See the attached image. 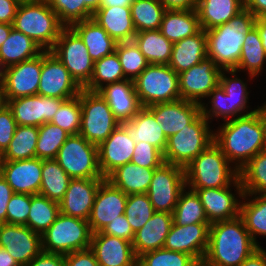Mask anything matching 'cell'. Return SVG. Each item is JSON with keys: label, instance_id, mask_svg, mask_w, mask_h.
I'll list each match as a JSON object with an SVG mask.
<instances>
[{"label": "cell", "instance_id": "cell-35", "mask_svg": "<svg viewBox=\"0 0 266 266\" xmlns=\"http://www.w3.org/2000/svg\"><path fill=\"white\" fill-rule=\"evenodd\" d=\"M43 51L33 39L13 28L0 47V64L6 68L32 59Z\"/></svg>", "mask_w": 266, "mask_h": 266}, {"label": "cell", "instance_id": "cell-22", "mask_svg": "<svg viewBox=\"0 0 266 266\" xmlns=\"http://www.w3.org/2000/svg\"><path fill=\"white\" fill-rule=\"evenodd\" d=\"M42 159L37 157L24 160H3L1 175L14 193L39 194L42 177Z\"/></svg>", "mask_w": 266, "mask_h": 266}, {"label": "cell", "instance_id": "cell-64", "mask_svg": "<svg viewBox=\"0 0 266 266\" xmlns=\"http://www.w3.org/2000/svg\"><path fill=\"white\" fill-rule=\"evenodd\" d=\"M244 8L256 18L266 16V0H244Z\"/></svg>", "mask_w": 266, "mask_h": 266}, {"label": "cell", "instance_id": "cell-62", "mask_svg": "<svg viewBox=\"0 0 266 266\" xmlns=\"http://www.w3.org/2000/svg\"><path fill=\"white\" fill-rule=\"evenodd\" d=\"M166 10L196 9L197 0H159Z\"/></svg>", "mask_w": 266, "mask_h": 266}, {"label": "cell", "instance_id": "cell-43", "mask_svg": "<svg viewBox=\"0 0 266 266\" xmlns=\"http://www.w3.org/2000/svg\"><path fill=\"white\" fill-rule=\"evenodd\" d=\"M181 192L173 212V222L176 225L185 226L192 224H210L204 207L195 191Z\"/></svg>", "mask_w": 266, "mask_h": 266}, {"label": "cell", "instance_id": "cell-51", "mask_svg": "<svg viewBox=\"0 0 266 266\" xmlns=\"http://www.w3.org/2000/svg\"><path fill=\"white\" fill-rule=\"evenodd\" d=\"M198 262L189 254L160 248L138 257L137 266H195Z\"/></svg>", "mask_w": 266, "mask_h": 266}, {"label": "cell", "instance_id": "cell-18", "mask_svg": "<svg viewBox=\"0 0 266 266\" xmlns=\"http://www.w3.org/2000/svg\"><path fill=\"white\" fill-rule=\"evenodd\" d=\"M127 196L107 179L100 184L87 220L92 233L102 231L109 223L124 214Z\"/></svg>", "mask_w": 266, "mask_h": 266}, {"label": "cell", "instance_id": "cell-5", "mask_svg": "<svg viewBox=\"0 0 266 266\" xmlns=\"http://www.w3.org/2000/svg\"><path fill=\"white\" fill-rule=\"evenodd\" d=\"M13 28L33 39L43 50H51L65 27L47 1H21Z\"/></svg>", "mask_w": 266, "mask_h": 266}, {"label": "cell", "instance_id": "cell-58", "mask_svg": "<svg viewBox=\"0 0 266 266\" xmlns=\"http://www.w3.org/2000/svg\"><path fill=\"white\" fill-rule=\"evenodd\" d=\"M64 266H100L94 252L88 248L64 255Z\"/></svg>", "mask_w": 266, "mask_h": 266}, {"label": "cell", "instance_id": "cell-20", "mask_svg": "<svg viewBox=\"0 0 266 266\" xmlns=\"http://www.w3.org/2000/svg\"><path fill=\"white\" fill-rule=\"evenodd\" d=\"M210 225L192 224L180 226L173 222L163 248L187 253L198 263H201L204 260L209 245Z\"/></svg>", "mask_w": 266, "mask_h": 266}, {"label": "cell", "instance_id": "cell-14", "mask_svg": "<svg viewBox=\"0 0 266 266\" xmlns=\"http://www.w3.org/2000/svg\"><path fill=\"white\" fill-rule=\"evenodd\" d=\"M221 69L206 57L199 64L179 73L181 99L202 104V99L219 84Z\"/></svg>", "mask_w": 266, "mask_h": 266}, {"label": "cell", "instance_id": "cell-72", "mask_svg": "<svg viewBox=\"0 0 266 266\" xmlns=\"http://www.w3.org/2000/svg\"><path fill=\"white\" fill-rule=\"evenodd\" d=\"M3 72H4V68L0 64V83H2L3 81Z\"/></svg>", "mask_w": 266, "mask_h": 266}, {"label": "cell", "instance_id": "cell-26", "mask_svg": "<svg viewBox=\"0 0 266 266\" xmlns=\"http://www.w3.org/2000/svg\"><path fill=\"white\" fill-rule=\"evenodd\" d=\"M98 92L109 104L115 118L122 124L130 121L141 108L131 80L108 84Z\"/></svg>", "mask_w": 266, "mask_h": 266}, {"label": "cell", "instance_id": "cell-53", "mask_svg": "<svg viewBox=\"0 0 266 266\" xmlns=\"http://www.w3.org/2000/svg\"><path fill=\"white\" fill-rule=\"evenodd\" d=\"M30 209L31 195L13 193L7 205L6 223L27 226Z\"/></svg>", "mask_w": 266, "mask_h": 266}, {"label": "cell", "instance_id": "cell-40", "mask_svg": "<svg viewBox=\"0 0 266 266\" xmlns=\"http://www.w3.org/2000/svg\"><path fill=\"white\" fill-rule=\"evenodd\" d=\"M243 187L242 199L254 194L266 196V150L259 152L239 171Z\"/></svg>", "mask_w": 266, "mask_h": 266}, {"label": "cell", "instance_id": "cell-66", "mask_svg": "<svg viewBox=\"0 0 266 266\" xmlns=\"http://www.w3.org/2000/svg\"><path fill=\"white\" fill-rule=\"evenodd\" d=\"M0 266H20L17 261L4 249L0 247Z\"/></svg>", "mask_w": 266, "mask_h": 266}, {"label": "cell", "instance_id": "cell-49", "mask_svg": "<svg viewBox=\"0 0 266 266\" xmlns=\"http://www.w3.org/2000/svg\"><path fill=\"white\" fill-rule=\"evenodd\" d=\"M82 108L81 91L74 98L65 100L58 108L50 121L61 127L70 135L79 134L81 128Z\"/></svg>", "mask_w": 266, "mask_h": 266}, {"label": "cell", "instance_id": "cell-54", "mask_svg": "<svg viewBox=\"0 0 266 266\" xmlns=\"http://www.w3.org/2000/svg\"><path fill=\"white\" fill-rule=\"evenodd\" d=\"M132 163L145 168H158L164 161L163 153L148 142L135 144Z\"/></svg>", "mask_w": 266, "mask_h": 266}, {"label": "cell", "instance_id": "cell-61", "mask_svg": "<svg viewBox=\"0 0 266 266\" xmlns=\"http://www.w3.org/2000/svg\"><path fill=\"white\" fill-rule=\"evenodd\" d=\"M20 0H0V23L13 24Z\"/></svg>", "mask_w": 266, "mask_h": 266}, {"label": "cell", "instance_id": "cell-57", "mask_svg": "<svg viewBox=\"0 0 266 266\" xmlns=\"http://www.w3.org/2000/svg\"><path fill=\"white\" fill-rule=\"evenodd\" d=\"M101 232L103 234L112 235L130 242H133L135 237V233L133 232L124 214L120 215L117 217V219L109 223Z\"/></svg>", "mask_w": 266, "mask_h": 266}, {"label": "cell", "instance_id": "cell-45", "mask_svg": "<svg viewBox=\"0 0 266 266\" xmlns=\"http://www.w3.org/2000/svg\"><path fill=\"white\" fill-rule=\"evenodd\" d=\"M130 9L136 32L160 29L166 9L159 0H134Z\"/></svg>", "mask_w": 266, "mask_h": 266}, {"label": "cell", "instance_id": "cell-15", "mask_svg": "<svg viewBox=\"0 0 266 266\" xmlns=\"http://www.w3.org/2000/svg\"><path fill=\"white\" fill-rule=\"evenodd\" d=\"M41 70L42 53L4 68L2 84L6 100L37 95Z\"/></svg>", "mask_w": 266, "mask_h": 266}, {"label": "cell", "instance_id": "cell-6", "mask_svg": "<svg viewBox=\"0 0 266 266\" xmlns=\"http://www.w3.org/2000/svg\"><path fill=\"white\" fill-rule=\"evenodd\" d=\"M133 84L141 107L181 99L179 75L169 65L149 64Z\"/></svg>", "mask_w": 266, "mask_h": 266}, {"label": "cell", "instance_id": "cell-56", "mask_svg": "<svg viewBox=\"0 0 266 266\" xmlns=\"http://www.w3.org/2000/svg\"><path fill=\"white\" fill-rule=\"evenodd\" d=\"M17 127L12 111L5 105L0 109V151L3 153L9 146Z\"/></svg>", "mask_w": 266, "mask_h": 266}, {"label": "cell", "instance_id": "cell-42", "mask_svg": "<svg viewBox=\"0 0 266 266\" xmlns=\"http://www.w3.org/2000/svg\"><path fill=\"white\" fill-rule=\"evenodd\" d=\"M60 213L59 203L41 194L31 195V209L27 226L41 236L55 222Z\"/></svg>", "mask_w": 266, "mask_h": 266}, {"label": "cell", "instance_id": "cell-44", "mask_svg": "<svg viewBox=\"0 0 266 266\" xmlns=\"http://www.w3.org/2000/svg\"><path fill=\"white\" fill-rule=\"evenodd\" d=\"M126 80L123 68L116 51L94 62L93 75L84 87L89 91L98 92L108 84ZM105 84V85H104Z\"/></svg>", "mask_w": 266, "mask_h": 266}, {"label": "cell", "instance_id": "cell-11", "mask_svg": "<svg viewBox=\"0 0 266 266\" xmlns=\"http://www.w3.org/2000/svg\"><path fill=\"white\" fill-rule=\"evenodd\" d=\"M50 51L58 57L81 88L90 82L94 61L82 39L71 27H64L61 30L59 38Z\"/></svg>", "mask_w": 266, "mask_h": 266}, {"label": "cell", "instance_id": "cell-10", "mask_svg": "<svg viewBox=\"0 0 266 266\" xmlns=\"http://www.w3.org/2000/svg\"><path fill=\"white\" fill-rule=\"evenodd\" d=\"M55 160L72 179L104 178L98 164V146L80 134L66 139Z\"/></svg>", "mask_w": 266, "mask_h": 266}, {"label": "cell", "instance_id": "cell-2", "mask_svg": "<svg viewBox=\"0 0 266 266\" xmlns=\"http://www.w3.org/2000/svg\"><path fill=\"white\" fill-rule=\"evenodd\" d=\"M258 248L239 215L210 225L203 263L206 266H240Z\"/></svg>", "mask_w": 266, "mask_h": 266}, {"label": "cell", "instance_id": "cell-4", "mask_svg": "<svg viewBox=\"0 0 266 266\" xmlns=\"http://www.w3.org/2000/svg\"><path fill=\"white\" fill-rule=\"evenodd\" d=\"M256 17L247 9L216 28L206 30L207 57L221 70L237 68L246 33L255 27Z\"/></svg>", "mask_w": 266, "mask_h": 266}, {"label": "cell", "instance_id": "cell-68", "mask_svg": "<svg viewBox=\"0 0 266 266\" xmlns=\"http://www.w3.org/2000/svg\"><path fill=\"white\" fill-rule=\"evenodd\" d=\"M13 29L12 24L0 23V47Z\"/></svg>", "mask_w": 266, "mask_h": 266}, {"label": "cell", "instance_id": "cell-39", "mask_svg": "<svg viewBox=\"0 0 266 266\" xmlns=\"http://www.w3.org/2000/svg\"><path fill=\"white\" fill-rule=\"evenodd\" d=\"M265 62L266 51L263 48L258 29L253 27L245 35L240 60L235 70L237 72L243 69L247 70L249 77L254 78L259 75Z\"/></svg>", "mask_w": 266, "mask_h": 266}, {"label": "cell", "instance_id": "cell-12", "mask_svg": "<svg viewBox=\"0 0 266 266\" xmlns=\"http://www.w3.org/2000/svg\"><path fill=\"white\" fill-rule=\"evenodd\" d=\"M186 187L184 168L164 162L154 170L147 191L154 211L173 214L179 196Z\"/></svg>", "mask_w": 266, "mask_h": 266}, {"label": "cell", "instance_id": "cell-33", "mask_svg": "<svg viewBox=\"0 0 266 266\" xmlns=\"http://www.w3.org/2000/svg\"><path fill=\"white\" fill-rule=\"evenodd\" d=\"M155 169L128 162L114 170L106 179L127 195L147 193Z\"/></svg>", "mask_w": 266, "mask_h": 266}, {"label": "cell", "instance_id": "cell-47", "mask_svg": "<svg viewBox=\"0 0 266 266\" xmlns=\"http://www.w3.org/2000/svg\"><path fill=\"white\" fill-rule=\"evenodd\" d=\"M36 157L39 159H55L60 147L70 136L68 132L51 122L38 127Z\"/></svg>", "mask_w": 266, "mask_h": 266}, {"label": "cell", "instance_id": "cell-41", "mask_svg": "<svg viewBox=\"0 0 266 266\" xmlns=\"http://www.w3.org/2000/svg\"><path fill=\"white\" fill-rule=\"evenodd\" d=\"M38 127L17 125L9 146L2 153L3 160L16 161L36 157Z\"/></svg>", "mask_w": 266, "mask_h": 266}, {"label": "cell", "instance_id": "cell-30", "mask_svg": "<svg viewBox=\"0 0 266 266\" xmlns=\"http://www.w3.org/2000/svg\"><path fill=\"white\" fill-rule=\"evenodd\" d=\"M70 27L82 39L94 62L115 51L117 42L94 19L79 21Z\"/></svg>", "mask_w": 266, "mask_h": 266}, {"label": "cell", "instance_id": "cell-1", "mask_svg": "<svg viewBox=\"0 0 266 266\" xmlns=\"http://www.w3.org/2000/svg\"><path fill=\"white\" fill-rule=\"evenodd\" d=\"M214 142L240 171L251 158L265 150L259 111L225 121L214 133Z\"/></svg>", "mask_w": 266, "mask_h": 266}, {"label": "cell", "instance_id": "cell-52", "mask_svg": "<svg viewBox=\"0 0 266 266\" xmlns=\"http://www.w3.org/2000/svg\"><path fill=\"white\" fill-rule=\"evenodd\" d=\"M47 2L65 27L93 17V13L85 5H79V0H47Z\"/></svg>", "mask_w": 266, "mask_h": 266}, {"label": "cell", "instance_id": "cell-16", "mask_svg": "<svg viewBox=\"0 0 266 266\" xmlns=\"http://www.w3.org/2000/svg\"><path fill=\"white\" fill-rule=\"evenodd\" d=\"M0 247L20 266L28 265L41 251V235L26 225L0 224Z\"/></svg>", "mask_w": 266, "mask_h": 266}, {"label": "cell", "instance_id": "cell-31", "mask_svg": "<svg viewBox=\"0 0 266 266\" xmlns=\"http://www.w3.org/2000/svg\"><path fill=\"white\" fill-rule=\"evenodd\" d=\"M129 130L135 143L148 142L164 153L167 137L153 113L147 107H141L130 121L123 123Z\"/></svg>", "mask_w": 266, "mask_h": 266}, {"label": "cell", "instance_id": "cell-37", "mask_svg": "<svg viewBox=\"0 0 266 266\" xmlns=\"http://www.w3.org/2000/svg\"><path fill=\"white\" fill-rule=\"evenodd\" d=\"M133 41L149 64H169L173 43L161 33L160 29L137 32Z\"/></svg>", "mask_w": 266, "mask_h": 266}, {"label": "cell", "instance_id": "cell-38", "mask_svg": "<svg viewBox=\"0 0 266 266\" xmlns=\"http://www.w3.org/2000/svg\"><path fill=\"white\" fill-rule=\"evenodd\" d=\"M41 172L39 194L59 203L63 199L72 178L55 159H42Z\"/></svg>", "mask_w": 266, "mask_h": 266}, {"label": "cell", "instance_id": "cell-13", "mask_svg": "<svg viewBox=\"0 0 266 266\" xmlns=\"http://www.w3.org/2000/svg\"><path fill=\"white\" fill-rule=\"evenodd\" d=\"M81 89L58 57L44 50L37 95L68 100L79 95Z\"/></svg>", "mask_w": 266, "mask_h": 266}, {"label": "cell", "instance_id": "cell-55", "mask_svg": "<svg viewBox=\"0 0 266 266\" xmlns=\"http://www.w3.org/2000/svg\"><path fill=\"white\" fill-rule=\"evenodd\" d=\"M230 73L233 77L228 78L224 72ZM236 70H222L219 77V84L224 91L233 99H249L247 91V84L240 78H235Z\"/></svg>", "mask_w": 266, "mask_h": 266}, {"label": "cell", "instance_id": "cell-70", "mask_svg": "<svg viewBox=\"0 0 266 266\" xmlns=\"http://www.w3.org/2000/svg\"><path fill=\"white\" fill-rule=\"evenodd\" d=\"M257 110L259 111V116H260L261 123H262L263 134H264V145H265V150H266V107L258 106Z\"/></svg>", "mask_w": 266, "mask_h": 266}, {"label": "cell", "instance_id": "cell-29", "mask_svg": "<svg viewBox=\"0 0 266 266\" xmlns=\"http://www.w3.org/2000/svg\"><path fill=\"white\" fill-rule=\"evenodd\" d=\"M207 35L201 29L197 34L173 43L169 66L177 73L188 70L207 57Z\"/></svg>", "mask_w": 266, "mask_h": 266}, {"label": "cell", "instance_id": "cell-24", "mask_svg": "<svg viewBox=\"0 0 266 266\" xmlns=\"http://www.w3.org/2000/svg\"><path fill=\"white\" fill-rule=\"evenodd\" d=\"M147 108L156 120L161 122L160 128L167 138L185 128L186 124L193 123L201 115L200 104L184 99L159 103Z\"/></svg>", "mask_w": 266, "mask_h": 266}, {"label": "cell", "instance_id": "cell-34", "mask_svg": "<svg viewBox=\"0 0 266 266\" xmlns=\"http://www.w3.org/2000/svg\"><path fill=\"white\" fill-rule=\"evenodd\" d=\"M200 30L196 9L166 10L163 14L160 31L172 43L193 36Z\"/></svg>", "mask_w": 266, "mask_h": 266}, {"label": "cell", "instance_id": "cell-69", "mask_svg": "<svg viewBox=\"0 0 266 266\" xmlns=\"http://www.w3.org/2000/svg\"><path fill=\"white\" fill-rule=\"evenodd\" d=\"M101 0H79V5H85L93 14L100 8Z\"/></svg>", "mask_w": 266, "mask_h": 266}, {"label": "cell", "instance_id": "cell-8", "mask_svg": "<svg viewBox=\"0 0 266 266\" xmlns=\"http://www.w3.org/2000/svg\"><path fill=\"white\" fill-rule=\"evenodd\" d=\"M208 122L201 114L193 123L186 124L185 128L171 135L163 153L164 161L185 168L214 142V133Z\"/></svg>", "mask_w": 266, "mask_h": 266}, {"label": "cell", "instance_id": "cell-7", "mask_svg": "<svg viewBox=\"0 0 266 266\" xmlns=\"http://www.w3.org/2000/svg\"><path fill=\"white\" fill-rule=\"evenodd\" d=\"M92 231L87 220L59 213L41 236L42 251L68 254L90 248Z\"/></svg>", "mask_w": 266, "mask_h": 266}, {"label": "cell", "instance_id": "cell-9", "mask_svg": "<svg viewBox=\"0 0 266 266\" xmlns=\"http://www.w3.org/2000/svg\"><path fill=\"white\" fill-rule=\"evenodd\" d=\"M81 108L82 119L79 134L97 146L106 140L120 124L99 92L82 88Z\"/></svg>", "mask_w": 266, "mask_h": 266}, {"label": "cell", "instance_id": "cell-32", "mask_svg": "<svg viewBox=\"0 0 266 266\" xmlns=\"http://www.w3.org/2000/svg\"><path fill=\"white\" fill-rule=\"evenodd\" d=\"M244 9V0H197L196 11L201 29L216 28Z\"/></svg>", "mask_w": 266, "mask_h": 266}, {"label": "cell", "instance_id": "cell-65", "mask_svg": "<svg viewBox=\"0 0 266 266\" xmlns=\"http://www.w3.org/2000/svg\"><path fill=\"white\" fill-rule=\"evenodd\" d=\"M255 27L259 31L263 48L266 51V16L256 18Z\"/></svg>", "mask_w": 266, "mask_h": 266}, {"label": "cell", "instance_id": "cell-71", "mask_svg": "<svg viewBox=\"0 0 266 266\" xmlns=\"http://www.w3.org/2000/svg\"><path fill=\"white\" fill-rule=\"evenodd\" d=\"M7 105L3 84L0 83V109Z\"/></svg>", "mask_w": 266, "mask_h": 266}, {"label": "cell", "instance_id": "cell-25", "mask_svg": "<svg viewBox=\"0 0 266 266\" xmlns=\"http://www.w3.org/2000/svg\"><path fill=\"white\" fill-rule=\"evenodd\" d=\"M195 192L200 198L210 224L230 220L240 215L241 202L231 192L230 186L197 189Z\"/></svg>", "mask_w": 266, "mask_h": 266}, {"label": "cell", "instance_id": "cell-21", "mask_svg": "<svg viewBox=\"0 0 266 266\" xmlns=\"http://www.w3.org/2000/svg\"><path fill=\"white\" fill-rule=\"evenodd\" d=\"M104 180L105 178L71 179L59 202L60 213L88 220L96 192Z\"/></svg>", "mask_w": 266, "mask_h": 266}, {"label": "cell", "instance_id": "cell-46", "mask_svg": "<svg viewBox=\"0 0 266 266\" xmlns=\"http://www.w3.org/2000/svg\"><path fill=\"white\" fill-rule=\"evenodd\" d=\"M240 204V216L242 217L246 229L251 235L254 242L260 247L256 241V236H266V196L259 195Z\"/></svg>", "mask_w": 266, "mask_h": 266}, {"label": "cell", "instance_id": "cell-67", "mask_svg": "<svg viewBox=\"0 0 266 266\" xmlns=\"http://www.w3.org/2000/svg\"><path fill=\"white\" fill-rule=\"evenodd\" d=\"M134 0H101L100 7L130 6Z\"/></svg>", "mask_w": 266, "mask_h": 266}, {"label": "cell", "instance_id": "cell-59", "mask_svg": "<svg viewBox=\"0 0 266 266\" xmlns=\"http://www.w3.org/2000/svg\"><path fill=\"white\" fill-rule=\"evenodd\" d=\"M26 266H64V254L41 251Z\"/></svg>", "mask_w": 266, "mask_h": 266}, {"label": "cell", "instance_id": "cell-3", "mask_svg": "<svg viewBox=\"0 0 266 266\" xmlns=\"http://www.w3.org/2000/svg\"><path fill=\"white\" fill-rule=\"evenodd\" d=\"M229 163L221 148L215 142L211 143L184 168L186 186L195 191L233 184L241 199L244 192L239 171L232 169Z\"/></svg>", "mask_w": 266, "mask_h": 266}, {"label": "cell", "instance_id": "cell-23", "mask_svg": "<svg viewBox=\"0 0 266 266\" xmlns=\"http://www.w3.org/2000/svg\"><path fill=\"white\" fill-rule=\"evenodd\" d=\"M90 249L94 252L100 266H137L132 242L103 234H92Z\"/></svg>", "mask_w": 266, "mask_h": 266}, {"label": "cell", "instance_id": "cell-28", "mask_svg": "<svg viewBox=\"0 0 266 266\" xmlns=\"http://www.w3.org/2000/svg\"><path fill=\"white\" fill-rule=\"evenodd\" d=\"M94 19L117 42L133 41L137 33L131 17L130 6L100 7Z\"/></svg>", "mask_w": 266, "mask_h": 266}, {"label": "cell", "instance_id": "cell-63", "mask_svg": "<svg viewBox=\"0 0 266 266\" xmlns=\"http://www.w3.org/2000/svg\"><path fill=\"white\" fill-rule=\"evenodd\" d=\"M240 266H266V250L260 246Z\"/></svg>", "mask_w": 266, "mask_h": 266}, {"label": "cell", "instance_id": "cell-75", "mask_svg": "<svg viewBox=\"0 0 266 266\" xmlns=\"http://www.w3.org/2000/svg\"><path fill=\"white\" fill-rule=\"evenodd\" d=\"M20 1H47V0H20Z\"/></svg>", "mask_w": 266, "mask_h": 266}, {"label": "cell", "instance_id": "cell-19", "mask_svg": "<svg viewBox=\"0 0 266 266\" xmlns=\"http://www.w3.org/2000/svg\"><path fill=\"white\" fill-rule=\"evenodd\" d=\"M19 126H36L50 122L59 106L65 101L55 97L41 95L6 100Z\"/></svg>", "mask_w": 266, "mask_h": 266}, {"label": "cell", "instance_id": "cell-48", "mask_svg": "<svg viewBox=\"0 0 266 266\" xmlns=\"http://www.w3.org/2000/svg\"><path fill=\"white\" fill-rule=\"evenodd\" d=\"M115 51L127 80L133 81L149 65L134 41L117 43Z\"/></svg>", "mask_w": 266, "mask_h": 266}, {"label": "cell", "instance_id": "cell-27", "mask_svg": "<svg viewBox=\"0 0 266 266\" xmlns=\"http://www.w3.org/2000/svg\"><path fill=\"white\" fill-rule=\"evenodd\" d=\"M173 224V214L155 211L147 223L135 233L132 242L137 258L150 251L163 248Z\"/></svg>", "mask_w": 266, "mask_h": 266}, {"label": "cell", "instance_id": "cell-60", "mask_svg": "<svg viewBox=\"0 0 266 266\" xmlns=\"http://www.w3.org/2000/svg\"><path fill=\"white\" fill-rule=\"evenodd\" d=\"M13 190L0 173V224L6 223L7 205Z\"/></svg>", "mask_w": 266, "mask_h": 266}, {"label": "cell", "instance_id": "cell-50", "mask_svg": "<svg viewBox=\"0 0 266 266\" xmlns=\"http://www.w3.org/2000/svg\"><path fill=\"white\" fill-rule=\"evenodd\" d=\"M154 212L147 193L130 194L127 196L124 215L134 233L149 221Z\"/></svg>", "mask_w": 266, "mask_h": 266}, {"label": "cell", "instance_id": "cell-73", "mask_svg": "<svg viewBox=\"0 0 266 266\" xmlns=\"http://www.w3.org/2000/svg\"><path fill=\"white\" fill-rule=\"evenodd\" d=\"M2 161H3L2 152L0 151V168H1V165H2Z\"/></svg>", "mask_w": 266, "mask_h": 266}, {"label": "cell", "instance_id": "cell-17", "mask_svg": "<svg viewBox=\"0 0 266 266\" xmlns=\"http://www.w3.org/2000/svg\"><path fill=\"white\" fill-rule=\"evenodd\" d=\"M135 141L128 128L120 123L106 140L98 145V164L106 179L114 170L131 162Z\"/></svg>", "mask_w": 266, "mask_h": 266}, {"label": "cell", "instance_id": "cell-74", "mask_svg": "<svg viewBox=\"0 0 266 266\" xmlns=\"http://www.w3.org/2000/svg\"><path fill=\"white\" fill-rule=\"evenodd\" d=\"M195 266H206L203 262L196 264Z\"/></svg>", "mask_w": 266, "mask_h": 266}, {"label": "cell", "instance_id": "cell-36", "mask_svg": "<svg viewBox=\"0 0 266 266\" xmlns=\"http://www.w3.org/2000/svg\"><path fill=\"white\" fill-rule=\"evenodd\" d=\"M210 97V103L211 108L209 110L207 109L208 105H205V103H202L201 106V114L209 121L212 119L214 116L220 117L224 119L225 121H229L232 119H235V117H240L243 115H248L250 113H253L257 109H254L252 111H249L245 114L242 111H244L246 108L248 99H233L231 98L221 87L220 84H218L207 96ZM212 112V113H211ZM231 117V118H230Z\"/></svg>", "mask_w": 266, "mask_h": 266}]
</instances>
